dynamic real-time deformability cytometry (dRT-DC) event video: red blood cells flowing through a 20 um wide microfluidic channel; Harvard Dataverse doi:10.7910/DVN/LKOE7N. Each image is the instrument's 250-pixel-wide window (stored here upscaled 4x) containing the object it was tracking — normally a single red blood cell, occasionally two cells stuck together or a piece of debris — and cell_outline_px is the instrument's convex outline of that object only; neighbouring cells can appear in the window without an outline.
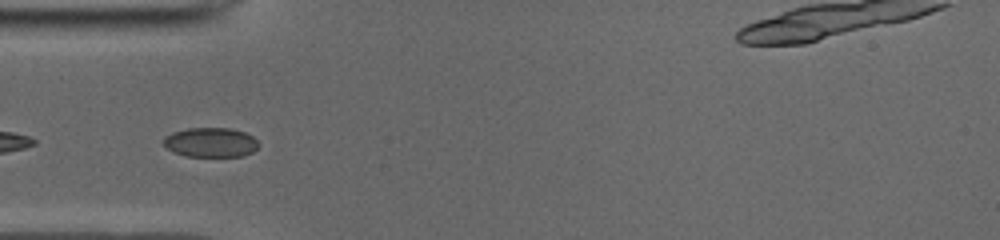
{"species": "common noctule bat (a hibernating species)", "species_latin": "Nyctalus noctula", "temperature_condition": "cold", "stored_images_in_passage": 12, "camera_frame_rate_fps": 3000, "um_per_image_px": 0.085, "animal": {"sex": "male", "body_mass_g": 19.0, "forearm_length_mm": 50.8}, "frame": {"image": 1, "passage_image": 4, "time_ms": 1.0, "image_size_px": [1000, 240], "cell_outline_px": [[260, 144], [252, 152], [244, 156], [184, 156], [172, 152], [164, 144], [164, 136], [172, 132], [188, 128], [228, 128], [244, 132], [252, 136]], "centroid_in_image_um": [17.89, 12.1], "position_along_channel_um": 67.1, "area_um2": 16.36}}
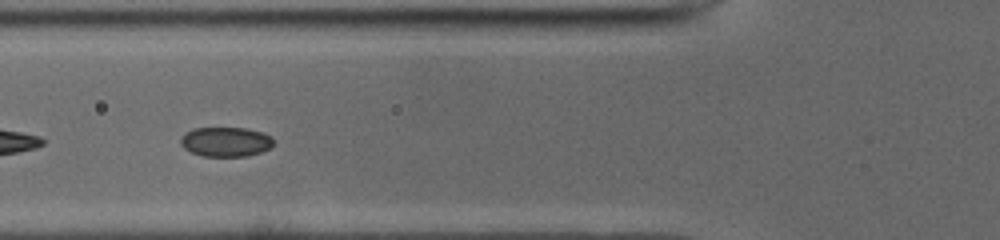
{"frame": {"image": 2, "passage_image": 7, "time_ms": 2.0, "image_size_px": [1000, 240], "cell_outline_px": [[272, 148], [248, 156], [200, 156], [184, 148], [180, 144], [180, 140], [184, 132], [192, 128], [244, 128], [260, 132], [272, 136]], "centroid_in_image_um": [19.16, 12.05], "position_along_channel_um": 106.6, "area_um2": 16.07}}